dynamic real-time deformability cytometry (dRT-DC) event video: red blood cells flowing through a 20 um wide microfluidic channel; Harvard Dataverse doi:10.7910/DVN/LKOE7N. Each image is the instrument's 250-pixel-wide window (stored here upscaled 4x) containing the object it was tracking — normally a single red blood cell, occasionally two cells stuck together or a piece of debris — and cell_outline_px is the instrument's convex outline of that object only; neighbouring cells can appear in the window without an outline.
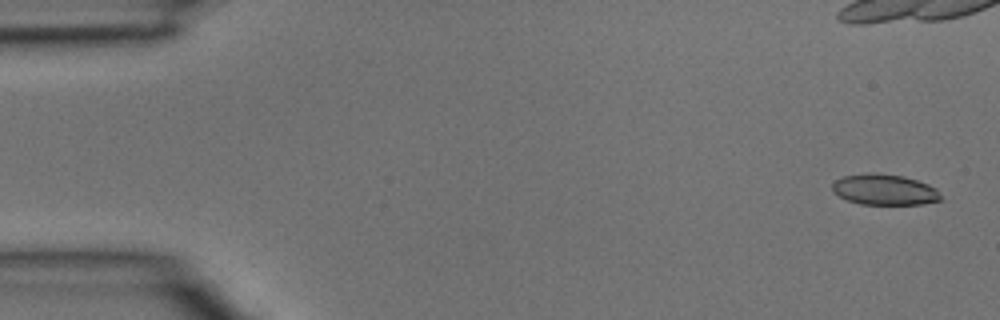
{"species": "common noctule bat (a hibernating species)", "species_latin": "Nyctalus noctula", "temperature_condition": "room temperature", "stored_images_in_passage": 7, "camera_frame_rate_fps": 3000, "um_per_image_px": 0.085, "animal": {"sex": "male", "body_mass_g": 15.6}, "frame": {"image": 1, "passage_image": 1, "time_ms": 0.0, "image_size_px": [1000, 320], "cell_outline_px": [[944, 200], [924, 204], [860, 204], [848, 200], [832, 192], [832, 184], [836, 180], [844, 176], [872, 172], [904, 176], [928, 184], [936, 188]], "centroid_in_image_um": [75.21, 16.12], "position_along_channel_um": 9.8, "area_um2": 19.54}}